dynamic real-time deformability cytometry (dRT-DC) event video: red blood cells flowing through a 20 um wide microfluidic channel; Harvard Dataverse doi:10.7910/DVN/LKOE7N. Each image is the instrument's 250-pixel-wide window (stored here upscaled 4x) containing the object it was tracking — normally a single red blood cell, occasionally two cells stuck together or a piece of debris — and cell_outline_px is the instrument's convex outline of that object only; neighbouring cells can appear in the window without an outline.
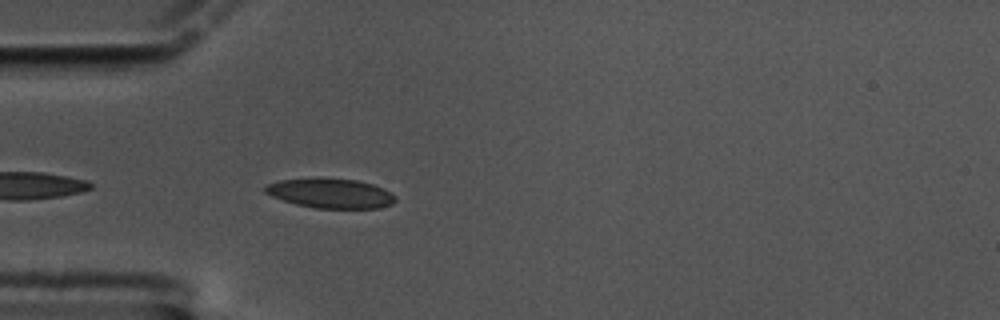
{"species": "common noctule bat (a hibernating species)", "species_latin": "Nyctalus noctula", "temperature_condition": "cold", "stored_images_in_passage": 8, "camera_frame_rate_fps": 3000, "um_per_image_px": 0.085, "animal": {"sex": "male", "body_mass_g": 17.5, "forearm_length_mm": 52.3}, "frame": {"image": 1, "passage_image": 4, "time_ms": 1.0, "image_size_px": [1000, 320], "cell_outline_px": [[396, 200], [392, 204], [380, 208], [316, 208], [296, 204], [272, 196], [264, 192], [264, 188], [268, 184], [280, 180], [356, 180], [372, 184], [384, 188], [392, 192], [396, 196]], "centroid_in_image_um": [28.17, 16.47], "position_along_channel_um": 56.8, "area_um2": 21.79}}